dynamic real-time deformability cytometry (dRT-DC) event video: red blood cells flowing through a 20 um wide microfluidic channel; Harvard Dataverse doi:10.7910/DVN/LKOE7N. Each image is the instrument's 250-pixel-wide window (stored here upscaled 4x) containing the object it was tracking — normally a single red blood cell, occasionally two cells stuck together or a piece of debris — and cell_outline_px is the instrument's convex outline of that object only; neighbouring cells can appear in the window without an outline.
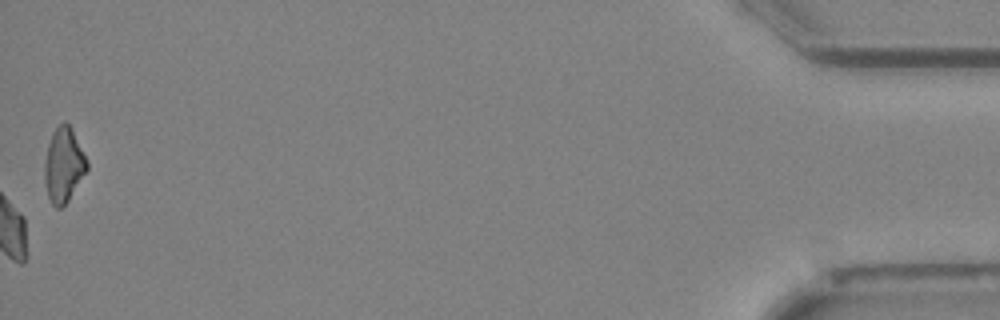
{"species": "Egyptian fruit bat (a non-hibernating species)", "species_latin": "Rousettus aegyptiacus", "temperature_condition": "cold", "stored_images_in_passage": 52, "camera_frame_rate_fps": 3000, "um_per_image_px": 0.085, "animal": {"sex": "female"}, "frame": {"image": 1, "passage_image": 52, "time_ms": 17.0, "image_size_px": [1000, 320], "cell_outline_px": [[88, 168], [68, 200], [60, 208], [56, 208], [52, 204], [48, 196], [44, 180], [44, 164], [48, 144], [52, 132], [64, 120], [72, 128], [88, 160]], "centroid_in_image_um": [5.41, 14.0], "position_along_channel_um": 429.8, "area_um2": 18.38}, "authors_computed_cell_mechanics": {"area_um2": 20.808, "velocity_mm_per_s": 3.9376, "shape_relaxation_time_tau1_ms": null, "shape_relaxation_time_tau2_ms": 7.6644, "deformation_change_tau1": null, "deformation_change_tau2": 0.1447}}